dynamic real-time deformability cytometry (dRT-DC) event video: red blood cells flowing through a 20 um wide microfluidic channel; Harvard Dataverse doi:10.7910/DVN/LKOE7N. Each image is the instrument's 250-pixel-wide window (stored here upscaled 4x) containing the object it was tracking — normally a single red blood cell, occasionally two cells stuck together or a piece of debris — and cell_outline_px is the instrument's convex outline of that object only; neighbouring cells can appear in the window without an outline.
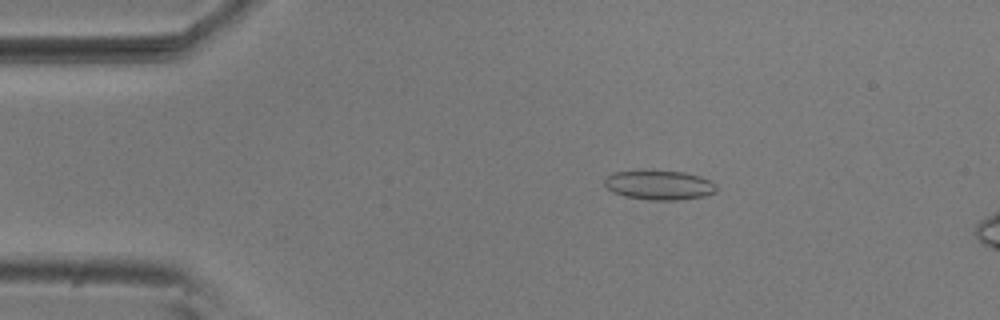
{"species": "common noctule bat (a hibernating species)", "species_latin": "Nyctalus noctula", "temperature_condition": "room temperature", "stored_images_in_passage": 16, "camera_frame_rate_fps": 3000, "um_per_image_px": 0.085, "animal": {"sex": "male", "body_mass_g": 20.5, "forearm_length_mm": 52.5}, "frame": {"image": 1, "passage_image": 10, "time_ms": 3.0, "image_size_px": [1000, 320], "cell_outline_px": [[716, 192], [704, 196], [676, 200], [648, 200], [624, 196], [612, 192], [604, 184], [604, 180], [612, 172], [684, 172], [700, 176], [716, 184]], "centroid_in_image_um": [56.04, 15.76], "position_along_channel_um": 29.0, "area_um2": 18.79}}